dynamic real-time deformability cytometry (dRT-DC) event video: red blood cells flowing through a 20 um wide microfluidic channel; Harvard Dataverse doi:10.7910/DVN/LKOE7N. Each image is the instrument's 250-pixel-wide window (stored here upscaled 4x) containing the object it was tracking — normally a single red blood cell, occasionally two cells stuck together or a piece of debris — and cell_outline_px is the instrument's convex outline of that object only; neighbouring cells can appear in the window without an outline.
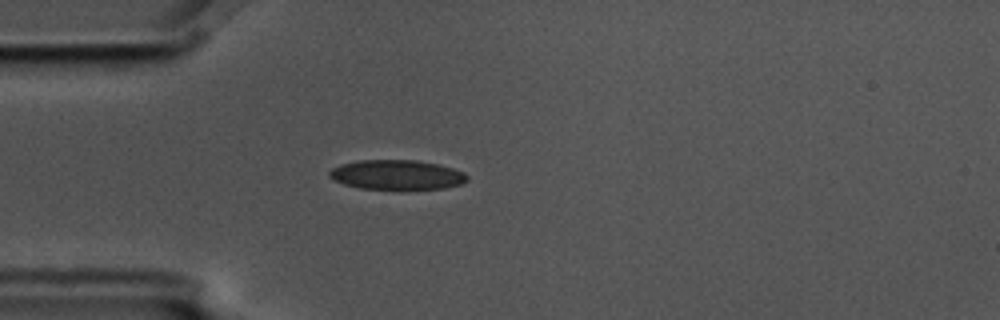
{"species": "common noctule bat (a hibernating species)", "species_latin": "Nyctalus noctula", "temperature_condition": "cold", "stored_images_in_passage": 1, "camera_frame_rate_fps": 3000, "um_per_image_px": 0.085, "animal": {"sex": "male", "body_mass_g": 17.5, "forearm_length_mm": 52.3}, "frame": {"image": 1, "passage_image": 1, "time_ms": 0.0, "image_size_px": [1000, 320], "cell_outline_px": [[468, 180], [460, 184], [444, 188], [360, 188], [344, 184], [328, 176], [328, 172], [332, 168], [340, 164], [356, 160], [416, 160], [440, 164], [464, 172], [468, 176]], "centroid_in_image_um": [33.72, 14.83], "position_along_channel_um": 51.3, "area_um2": 23.58}}